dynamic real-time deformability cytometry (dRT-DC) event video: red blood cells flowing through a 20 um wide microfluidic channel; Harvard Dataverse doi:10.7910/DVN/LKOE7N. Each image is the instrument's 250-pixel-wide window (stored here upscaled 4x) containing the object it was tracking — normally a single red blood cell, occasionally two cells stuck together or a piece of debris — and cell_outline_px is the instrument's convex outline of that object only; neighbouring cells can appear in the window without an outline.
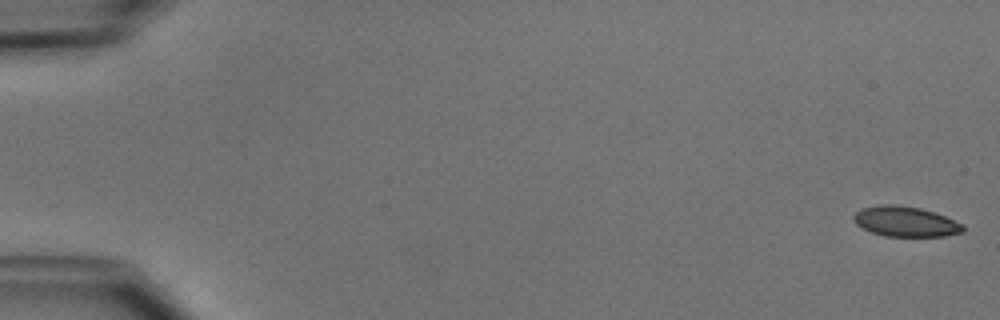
{"species": "common noctule bat (a hibernating species)", "species_latin": "Nyctalus noctula", "temperature_condition": "cold", "stored_images_in_passage": 52, "camera_frame_rate_fps": 3000, "um_per_image_px": 0.085, "animal": {"sex": "male", "body_mass_g": 15.6}, "frame": {"image": 1, "passage_image": 1, "time_ms": 0.0, "image_size_px": [1000, 320], "cell_outline_px": [[964, 232], [944, 236], [884, 236], [872, 232], [856, 224], [852, 220], [852, 216], [860, 208], [876, 204], [896, 204], [920, 208], [944, 216], [964, 224]], "centroid_in_image_um": [76.93, 18.82], "position_along_channel_um": 8.1, "area_um2": 19.36}}
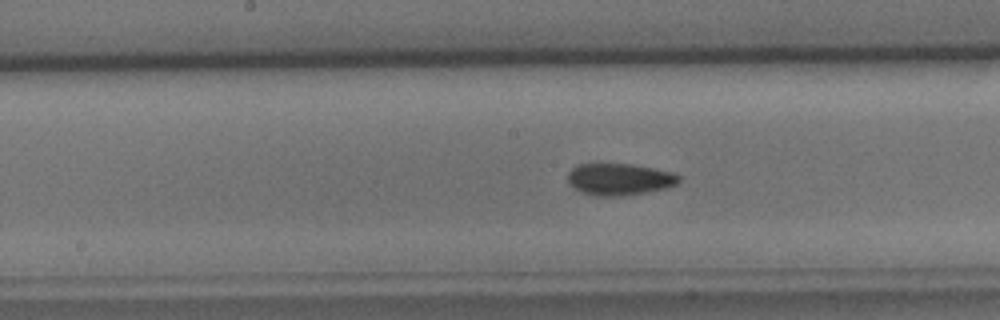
{"frame": {"image": 2, "passage_image": 27, "time_ms": 8.667, "image_size_px": [1000, 320], "cell_outline_px": [[680, 180], [676, 184], [668, 188], [620, 196], [596, 196], [580, 192], [568, 184], [568, 172], [572, 168], [580, 164], [632, 164], [672, 172], [680, 176]], "centroid_in_image_um": [52.63, 15.24], "position_along_channel_um": 195.6, "area_um2": 20.58}}
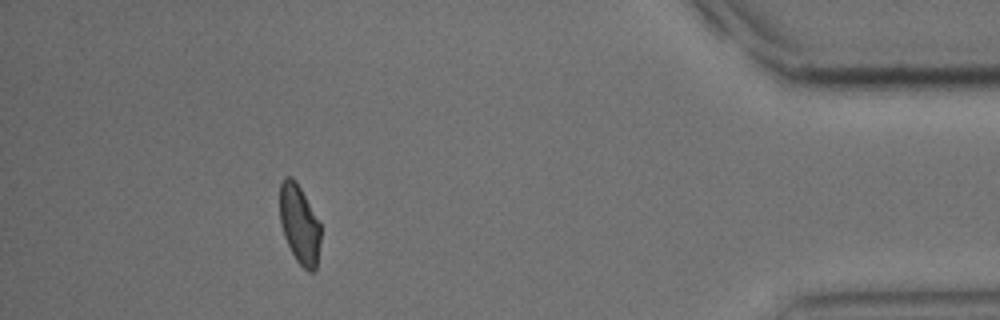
{"frame": {"image": 3, "passage_image": 47, "time_ms": 15.333, "image_size_px": [1000, 320], "cell_outline_px": [[320, 240], [316, 268], [312, 272], [308, 272], [296, 260], [284, 236], [280, 224], [280, 184], [284, 176], [292, 176], [296, 180], [320, 224]], "centroid_in_image_um": [25.43, 19.05], "position_along_channel_um": 409.8, "area_um2": 18.67}, "authors_computed_cell_mechanics": {"area_um2": 20.1144, "velocity_mm_per_s": 3.9408, "shape_relaxation_time_tau1_ms": 6.3667, "shape_relaxation_time_tau2_ms": 2.4174, "deformation_change_tau1": 0.1261, "deformation_change_tau2": 0.0846}}